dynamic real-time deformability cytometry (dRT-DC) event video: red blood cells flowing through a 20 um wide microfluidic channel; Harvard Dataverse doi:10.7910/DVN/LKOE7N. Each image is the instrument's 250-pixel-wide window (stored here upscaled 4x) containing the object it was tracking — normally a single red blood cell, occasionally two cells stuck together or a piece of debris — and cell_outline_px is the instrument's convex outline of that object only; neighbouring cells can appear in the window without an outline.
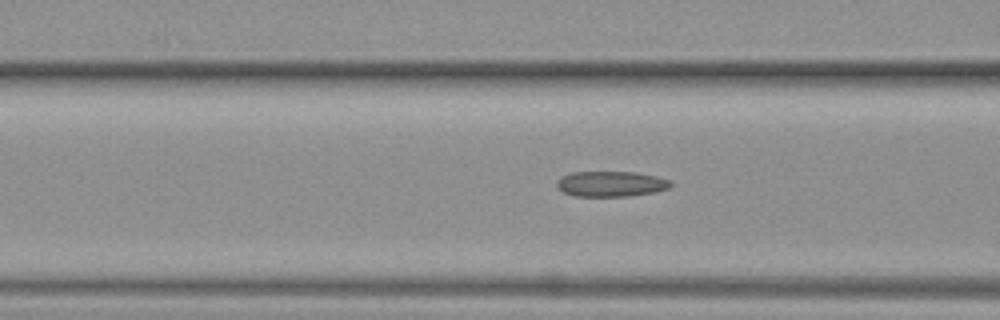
{"species": "common noctule bat (a hibernating species)", "species_latin": "Nyctalus noctula", "temperature_condition": "warm", "stored_images_in_passage": 6, "segment_of_instrument_passage": [2, 2], "camera_frame_rate_fps": 3000, "um_per_image_px": 0.085, "animal": {"sex": "female", "body_mass_g": 19.3, "forearm_length_mm": 54.1}, "frame": {"image": 1, "passage_image": 6, "time_ms": 9.0, "image_size_px": [1000, 320], "cell_outline_px": [[672, 184], [668, 188], [656, 192], [628, 196], [572, 196], [556, 188], [556, 184], [564, 176], [572, 172], [636, 172], [656, 176], [672, 180]], "centroid_in_image_um": [51.96, 15.63], "position_along_channel_um": 114.6, "area_um2": 16.88}}